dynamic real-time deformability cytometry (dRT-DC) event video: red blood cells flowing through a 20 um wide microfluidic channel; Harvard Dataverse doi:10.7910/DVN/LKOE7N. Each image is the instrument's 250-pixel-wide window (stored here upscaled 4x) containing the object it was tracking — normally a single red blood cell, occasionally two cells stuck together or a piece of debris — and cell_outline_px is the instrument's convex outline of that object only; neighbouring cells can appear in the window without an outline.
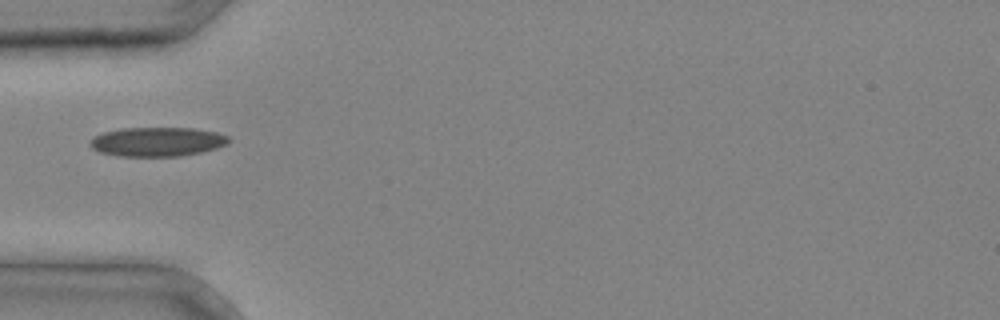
{"species": "common noctule bat (a hibernating species)", "species_latin": "Nyctalus noctula", "temperature_condition": "cold", "stored_images_in_passage": 23, "camera_frame_rate_fps": 3000, "um_per_image_px": 0.085, "animal": {"sex": "male", "body_mass_g": 20.4}, "frame": {"image": 1, "passage_image": 1, "time_ms": 0.0, "image_size_px": [1000, 320], "cell_outline_px": [[232, 140], [228, 144], [216, 148], [200, 152], [180, 156], [116, 156], [100, 152], [92, 148], [88, 144], [88, 140], [92, 136], [104, 132], [120, 128], [192, 128], [216, 132], [228, 136]], "centroid_in_image_um": [13.33, 12.04], "position_along_channel_um": 71.7, "area_um2": 23.81}}
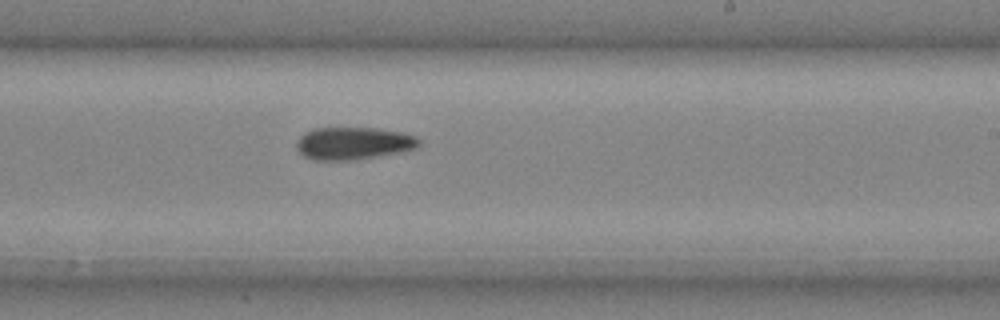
{"frame": {"image": 2, "passage_image": 12, "time_ms": 3.667, "image_size_px": [1000, 320], "cell_outline_px": [[420, 144], [416, 148], [404, 152], [352, 160], [316, 160], [304, 156], [296, 148], [296, 140], [304, 132], [312, 128], [380, 128], [404, 132], [416, 136], [420, 140]], "centroid_in_image_um": [30.06, 12.17], "position_along_channel_um": 258.9, "area_um2": 23.52}}
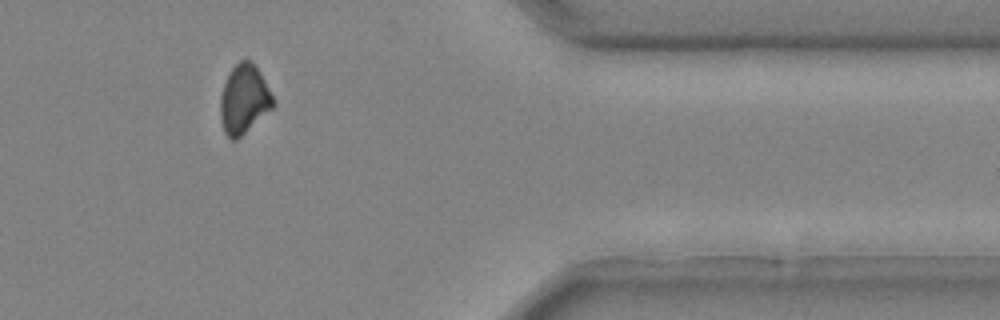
{"frame": {"image": 3, "passage_image": 21, "time_ms": 6.667, "image_size_px": [1000, 320], "cell_outline_px": [[276, 104], [272, 108], [236, 140], [228, 140], [224, 132], [220, 120], [220, 96], [224, 84], [232, 68], [240, 60], [248, 60], [256, 64]], "centroid_in_image_um": [20.72, 8.46], "position_along_channel_um": 390.7, "area_um2": 21.1}}